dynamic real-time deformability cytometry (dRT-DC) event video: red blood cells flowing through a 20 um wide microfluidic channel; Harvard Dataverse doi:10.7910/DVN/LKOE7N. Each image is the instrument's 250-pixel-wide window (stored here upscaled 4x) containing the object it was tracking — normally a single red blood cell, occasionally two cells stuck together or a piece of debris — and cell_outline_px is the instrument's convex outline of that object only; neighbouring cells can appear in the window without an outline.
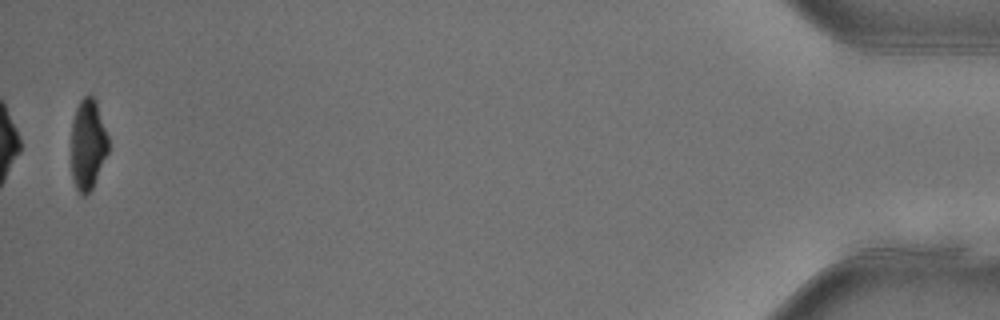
{"species": "common noctule bat (a hibernating species)", "species_latin": "Nyctalus noctula", "temperature_condition": "warm", "stored_images_in_passage": 35, "camera_frame_rate_fps": 3000, "um_per_image_px": 0.085, "animal": {"sex": "female"}, "frame": {"image": 1, "passage_image": 35, "time_ms": 11.333, "image_size_px": [1000, 320], "cell_outline_px": [[108, 152], [92, 188], [84, 196], [76, 188], [72, 180], [72, 120], [76, 108], [80, 100], [84, 96], [92, 96], [96, 100], [108, 136]], "centroid_in_image_um": [7.47, 12.26], "position_along_channel_um": 427.7, "area_um2": 19.42}}